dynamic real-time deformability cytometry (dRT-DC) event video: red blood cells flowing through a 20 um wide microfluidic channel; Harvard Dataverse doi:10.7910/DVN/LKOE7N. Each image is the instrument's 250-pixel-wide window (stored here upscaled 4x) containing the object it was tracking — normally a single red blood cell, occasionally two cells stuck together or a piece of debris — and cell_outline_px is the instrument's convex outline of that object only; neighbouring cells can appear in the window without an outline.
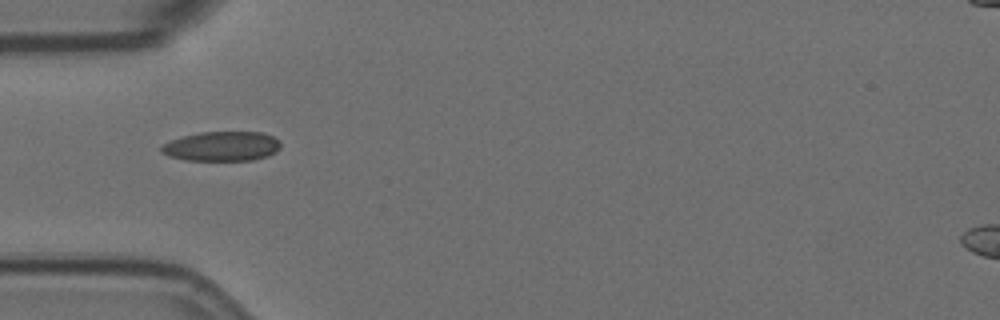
{"species": "Egyptian fruit bat (a non-hibernating species)", "species_latin": "Rousettus aegyptiacus", "temperature_condition": "room temperature", "stored_images_in_passage": 11, "camera_frame_rate_fps": 3000, "um_per_image_px": 0.085, "animal": {"sex": "female"}, "frame": {"image": 1, "passage_image": 2, "time_ms": 1.333, "image_size_px": [1000, 320], "cell_outline_px": [[280, 148], [276, 152], [268, 156], [252, 160], [184, 160], [168, 156], [160, 152], [160, 148], [164, 144], [172, 140], [184, 136], [200, 132], [260, 132], [272, 136], [280, 140]], "centroid_in_image_um": [18.87, 12.44], "position_along_channel_um": 66.1, "area_um2": 20.58}}
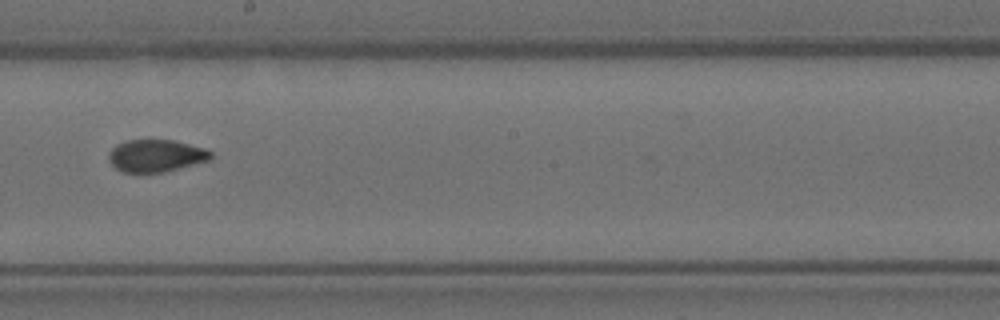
{"frame": {"image": 2, "passage_image": 6, "time_ms": 6.0, "image_size_px": [1000, 320], "cell_outline_px": [[212, 156], [208, 160], [164, 172], [124, 172], [116, 168], [108, 160], [108, 152], [116, 144], [128, 140], [172, 140], [204, 148], [212, 152]], "centroid_in_image_um": [13.22, 13.23], "position_along_channel_um": 235.0, "area_um2": 19.02}}
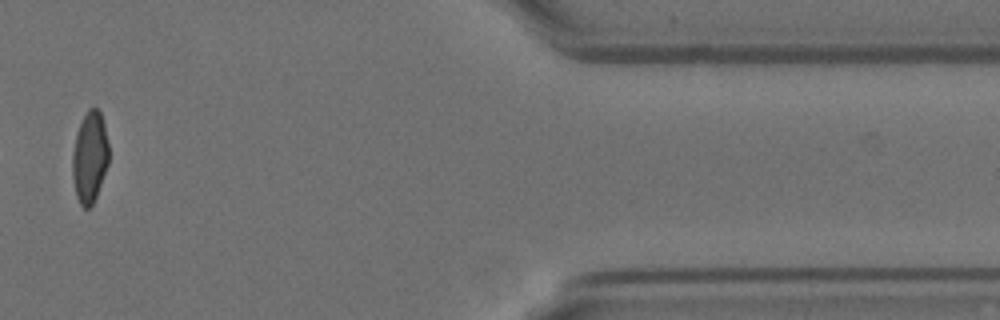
{"frame": {"image": 3, "passage_image": 10, "time_ms": 12.0, "image_size_px": [1000, 320], "cell_outline_px": [[108, 164], [96, 196], [92, 204], [88, 208], [84, 208], [80, 204], [76, 196], [72, 176], [72, 152], [76, 132], [88, 108], [96, 108], [100, 112], [104, 124], [108, 144]], "centroid_in_image_um": [7.61, 13.36], "position_along_channel_um": 403.8, "area_um2": 19.25}}